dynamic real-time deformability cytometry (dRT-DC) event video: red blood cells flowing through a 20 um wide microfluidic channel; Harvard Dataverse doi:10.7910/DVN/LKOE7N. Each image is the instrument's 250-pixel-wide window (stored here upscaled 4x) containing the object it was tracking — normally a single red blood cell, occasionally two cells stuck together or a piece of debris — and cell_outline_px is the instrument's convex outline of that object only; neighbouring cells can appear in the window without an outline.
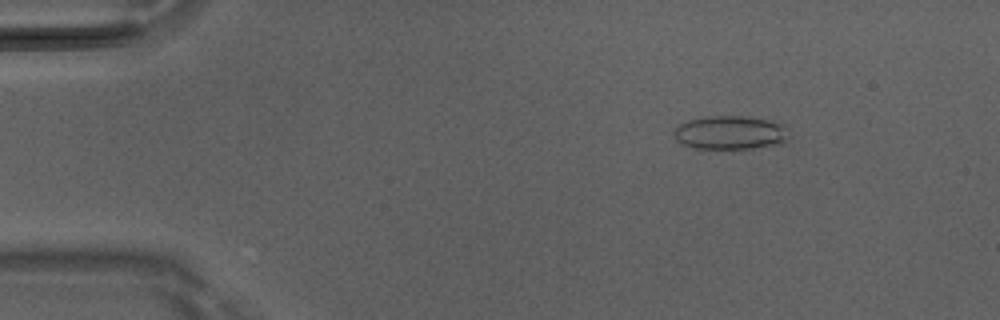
{"species": "Egyptian fruit bat (a non-hibernating species)", "species_latin": "Rousettus aegyptiacus", "temperature_condition": "room temperature", "stored_images_in_passage": 50, "camera_frame_rate_fps": 3000, "um_per_image_px": 0.085, "animal": {"sex": "male"}, "frame": {"image": 1, "passage_image": 7, "time_ms": 2.0, "image_size_px": [1000, 320], "cell_outline_px": [[788, 136], [780, 144], [752, 148], [692, 148], [680, 144], [676, 140], [672, 132], [672, 128], [688, 120], [704, 116], [744, 116], [768, 120], [784, 124]], "centroid_in_image_um": [61.99, 11.27], "position_along_channel_um": 23.0, "area_um2": 22.66}}
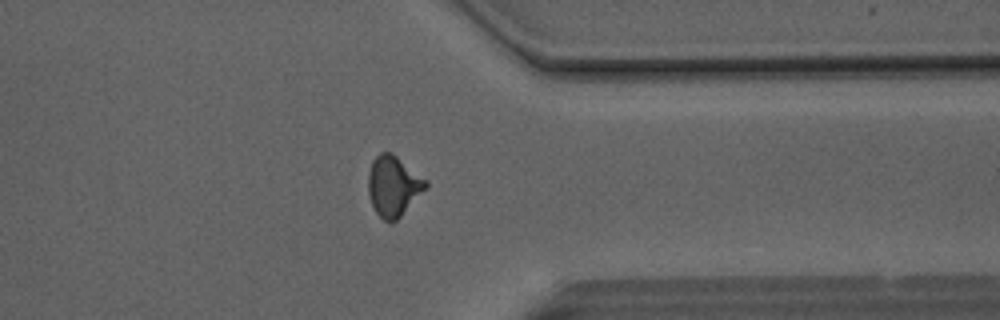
{"frame": {"image": 2, "passage_image": 39, "time_ms": 12.667, "image_size_px": [1000, 320], "cell_outline_px": [[428, 184], [400, 216], [396, 220], [384, 220], [376, 212], [372, 204], [368, 192], [368, 172], [372, 160], [380, 152], [392, 152], [428, 180]], "centroid_in_image_um": [33.41, 15.75], "position_along_channel_um": 378.0, "area_um2": 19.88}}
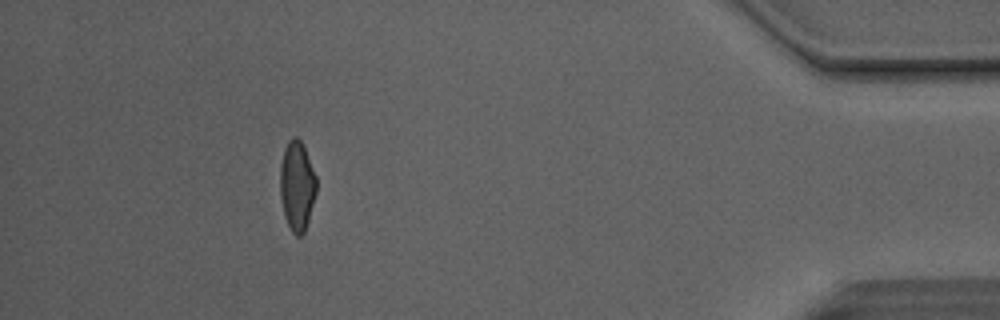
{"frame": {"image": 3, "passage_image": 45, "time_ms": 14.667, "image_size_px": [1000, 320], "cell_outline_px": [[316, 192], [308, 220], [304, 232], [300, 236], [296, 236], [292, 232], [284, 216], [280, 196], [280, 164], [284, 148], [288, 140], [292, 136], [296, 136], [300, 140], [304, 148], [316, 176]], "centroid_in_image_um": [25.22, 15.78], "position_along_channel_um": 410.0, "area_um2": 18.9}, "authors_computed_cell_mechanics": {"area_um2": 19.7676, "velocity_mm_per_s": 4.1549, "shape_relaxation_time_tau1_ms": 10.4498, "shape_relaxation_time_tau2_ms": 1.3408, "deformation_change_tau1": 0.2199, "deformation_change_tau2": 0.0734}}